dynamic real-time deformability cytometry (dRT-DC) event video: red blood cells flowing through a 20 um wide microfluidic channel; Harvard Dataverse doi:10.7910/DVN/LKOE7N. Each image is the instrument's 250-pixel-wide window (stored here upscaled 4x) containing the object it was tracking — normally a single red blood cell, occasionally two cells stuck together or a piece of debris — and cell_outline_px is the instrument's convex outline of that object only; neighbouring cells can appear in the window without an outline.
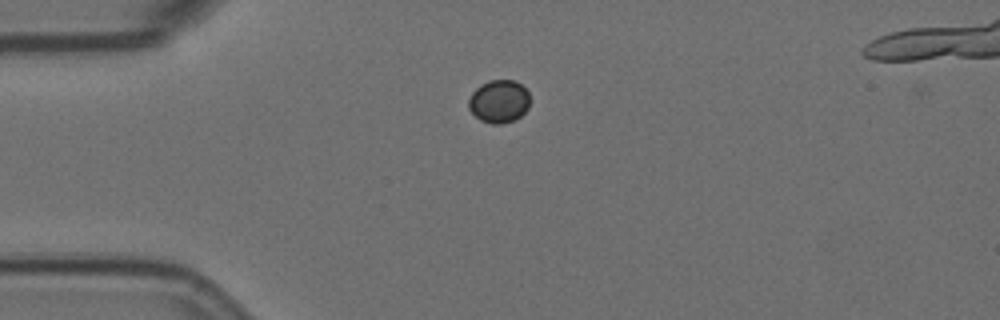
{"species": "Egyptian fruit bat (a non-hibernating species)", "species_latin": "Rousettus aegyptiacus", "temperature_condition": "room temperature", "stored_images_in_passage": 7, "camera_frame_rate_fps": 3000, "um_per_image_px": 0.085, "animal": {"sex": "female"}, "frame": {"image": 1, "passage_image": 1, "time_ms": 0.0, "image_size_px": [1000, 320], "cell_outline_px": [[528, 108], [516, 120], [500, 124], [492, 124], [480, 120], [468, 108], [468, 100], [472, 92], [480, 84], [488, 80], [516, 80], [528, 92]], "centroid_in_image_um": [42.39, 8.61], "position_along_channel_um": 42.6, "area_um2": 15.37}}
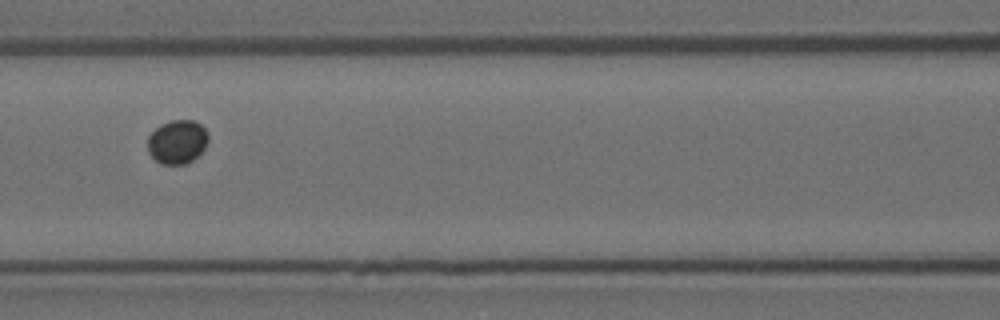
{"frame": {"image": 2, "passage_image": 4, "time_ms": 1.0, "image_size_px": [1000, 320], "cell_outline_px": [[208, 140], [204, 148], [192, 160], [184, 164], [160, 164], [148, 152], [148, 136], [160, 124], [172, 120], [192, 120], [200, 124], [204, 128], [208, 136]], "centroid_in_image_um": [15.05, 12.05], "position_along_channel_um": 151.5, "area_um2": 15.32}}
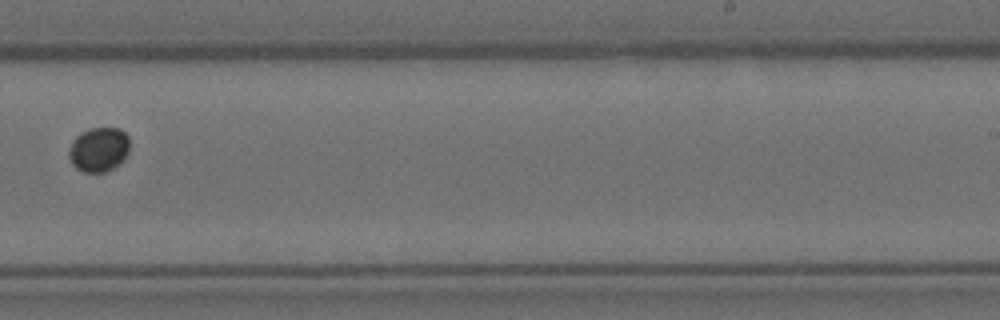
{"frame": {"image": 3, "passage_image": 7, "time_ms": 2.0, "image_size_px": [1000, 320], "cell_outline_px": [[128, 152], [112, 168], [104, 172], [84, 172], [76, 168], [72, 164], [68, 156], [68, 152], [72, 140], [80, 132], [92, 128], [120, 128], [128, 136]], "centroid_in_image_um": [8.35, 12.69], "position_along_channel_um": 280.7, "area_um2": 15.55}}